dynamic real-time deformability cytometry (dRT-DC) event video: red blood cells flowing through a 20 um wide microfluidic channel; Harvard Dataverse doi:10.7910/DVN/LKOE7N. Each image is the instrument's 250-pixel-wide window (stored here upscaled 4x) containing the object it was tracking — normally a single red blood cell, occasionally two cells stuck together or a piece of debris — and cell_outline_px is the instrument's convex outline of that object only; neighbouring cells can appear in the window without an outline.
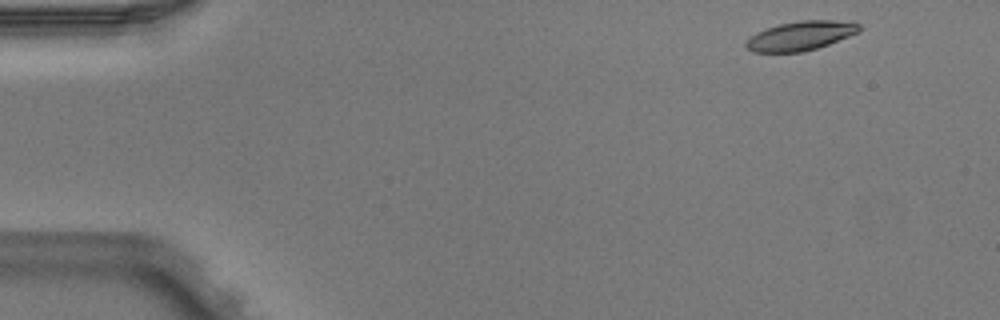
{"species": "Egyptian fruit bat (a non-hibernating species)", "species_latin": "Rousettus aegyptiacus", "temperature_condition": "warm", "stored_images_in_passage": 3, "camera_frame_rate_fps": 3000, "um_per_image_px": 0.085, "animal": {"sex": "male"}, "frame": {"image": 1, "passage_image": 1, "time_ms": 0.0, "image_size_px": [1000, 320], "cell_outline_px": [[860, 32], [828, 44], [816, 48], [800, 52], [752, 52], [744, 48], [744, 44], [756, 32], [764, 28], [780, 24], [800, 20], [856, 20], [860, 24]], "centroid_in_image_um": [68.08, 3.02], "position_along_channel_um": 16.9, "area_um2": 19.54}}
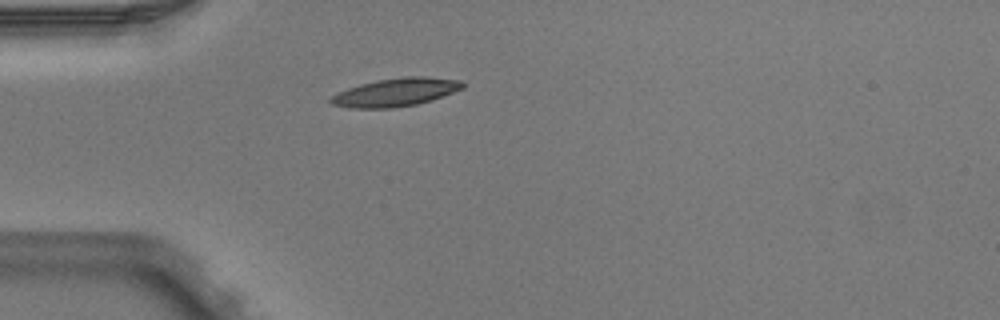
{"frame": {"image": 2, "passage_image": 3, "time_ms": 0.667, "image_size_px": [1000, 320], "cell_outline_px": [[464, 88], [416, 104], [388, 108], [352, 108], [332, 104], [328, 100], [336, 92], [360, 84], [376, 80], [404, 76], [428, 76], [460, 80], [464, 84]], "centroid_in_image_um": [33.59, 7.82], "position_along_channel_um": 51.4, "area_um2": 21.44}}